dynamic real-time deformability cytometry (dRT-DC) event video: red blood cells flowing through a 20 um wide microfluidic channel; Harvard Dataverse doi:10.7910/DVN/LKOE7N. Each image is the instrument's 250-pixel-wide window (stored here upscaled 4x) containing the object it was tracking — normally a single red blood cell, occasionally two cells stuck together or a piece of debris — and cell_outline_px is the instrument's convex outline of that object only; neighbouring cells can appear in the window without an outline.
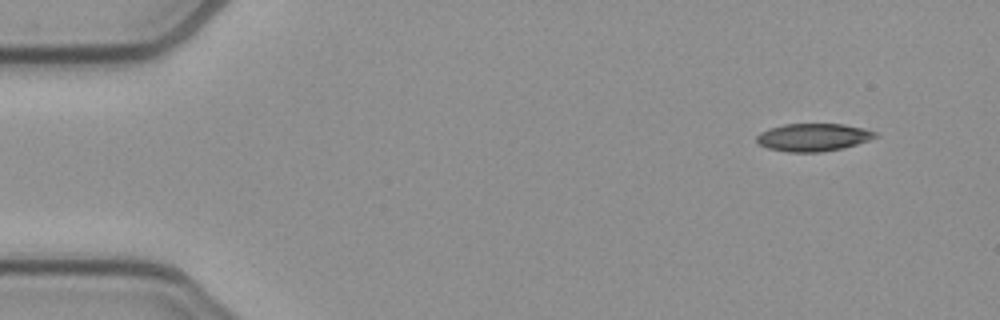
{"species": "common noctule bat (a hibernating species)", "species_latin": "Nyctalus noctula", "temperature_condition": "cold", "stored_images_in_passage": 48, "camera_frame_rate_fps": 3000, "um_per_image_px": 0.085, "animal": {"sex": "female", "body_mass_g": 21.9}, "frame": {"image": 1, "passage_image": 1, "time_ms": 0.0, "image_size_px": [1000, 320], "cell_outline_px": [[880, 136], [844, 148], [820, 152], [788, 152], [768, 148], [760, 144], [756, 140], [756, 136], [760, 132], [768, 128], [784, 124], [844, 124], [864, 128], [876, 132]], "centroid_in_image_um": [69.13, 11.66], "position_along_channel_um": 15.9, "area_um2": 19.25}}
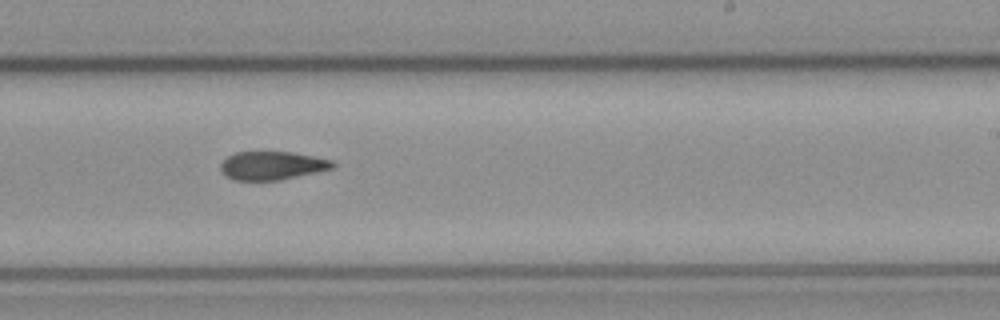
{"frame": {"image": 2, "passage_image": 28, "time_ms": 9.0, "image_size_px": [1000, 320], "cell_outline_px": [[336, 164], [332, 168], [316, 172], [280, 180], [232, 180], [220, 168], [220, 164], [228, 156], [236, 152], [292, 152], [332, 160]], "centroid_in_image_um": [23.13, 14.07], "position_along_channel_um": 265.9, "area_um2": 18.32}}
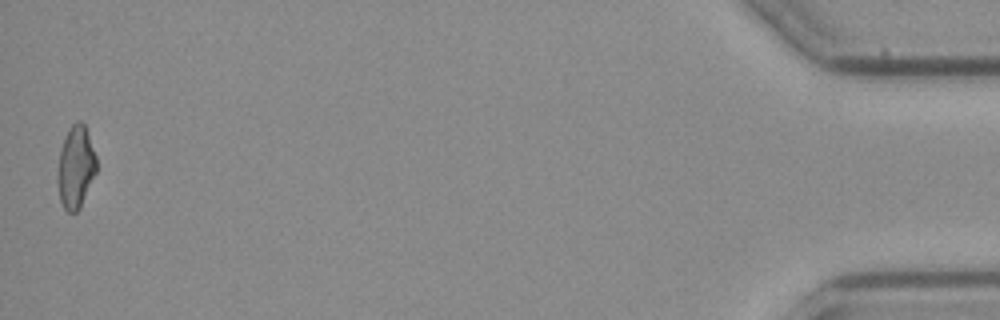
{"frame": {"image": 3, "passage_image": 48, "time_ms": 15.667, "image_size_px": [1000, 320], "cell_outline_px": [[96, 172], [80, 208], [76, 212], [68, 212], [64, 208], [60, 200], [56, 180], [56, 176], [60, 148], [68, 128], [76, 120], [80, 120], [84, 124], [96, 156]], "centroid_in_image_um": [6.41, 14.2], "position_along_channel_um": 428.8, "area_um2": 18.79}, "authors_computed_cell_mechanics": {"area_um2": 19.5653, "velocity_mm_per_s": 3.926, "shape_relaxation_time_tau1_ms": null, "shape_relaxation_time_tau2_ms": 10.0345, "deformation_change_tau1": null, "deformation_change_tau2": 0.2034}}